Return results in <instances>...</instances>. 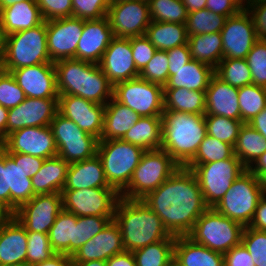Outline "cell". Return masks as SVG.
<instances>
[{
  "label": "cell",
  "instance_id": "obj_1",
  "mask_svg": "<svg viewBox=\"0 0 266 266\" xmlns=\"http://www.w3.org/2000/svg\"><path fill=\"white\" fill-rule=\"evenodd\" d=\"M142 201L162 220L171 235L187 236L197 219L208 209L194 173L177 169Z\"/></svg>",
  "mask_w": 266,
  "mask_h": 266
},
{
  "label": "cell",
  "instance_id": "obj_2",
  "mask_svg": "<svg viewBox=\"0 0 266 266\" xmlns=\"http://www.w3.org/2000/svg\"><path fill=\"white\" fill-rule=\"evenodd\" d=\"M126 251L133 252L166 238H176L142 200L120 197L114 214Z\"/></svg>",
  "mask_w": 266,
  "mask_h": 266
},
{
  "label": "cell",
  "instance_id": "obj_3",
  "mask_svg": "<svg viewBox=\"0 0 266 266\" xmlns=\"http://www.w3.org/2000/svg\"><path fill=\"white\" fill-rule=\"evenodd\" d=\"M54 65L58 95L78 96L101 105L113 97V85L99 64L71 58Z\"/></svg>",
  "mask_w": 266,
  "mask_h": 266
},
{
  "label": "cell",
  "instance_id": "obj_4",
  "mask_svg": "<svg viewBox=\"0 0 266 266\" xmlns=\"http://www.w3.org/2000/svg\"><path fill=\"white\" fill-rule=\"evenodd\" d=\"M161 118V149L184 167L195 156L207 134L205 115L164 111Z\"/></svg>",
  "mask_w": 266,
  "mask_h": 266
},
{
  "label": "cell",
  "instance_id": "obj_5",
  "mask_svg": "<svg viewBox=\"0 0 266 266\" xmlns=\"http://www.w3.org/2000/svg\"><path fill=\"white\" fill-rule=\"evenodd\" d=\"M42 63H51L47 48L46 21L34 28L5 36L1 69L11 72Z\"/></svg>",
  "mask_w": 266,
  "mask_h": 266
},
{
  "label": "cell",
  "instance_id": "obj_6",
  "mask_svg": "<svg viewBox=\"0 0 266 266\" xmlns=\"http://www.w3.org/2000/svg\"><path fill=\"white\" fill-rule=\"evenodd\" d=\"M181 166L164 150L145 151L128 186L120 193L126 199L142 200Z\"/></svg>",
  "mask_w": 266,
  "mask_h": 266
},
{
  "label": "cell",
  "instance_id": "obj_7",
  "mask_svg": "<svg viewBox=\"0 0 266 266\" xmlns=\"http://www.w3.org/2000/svg\"><path fill=\"white\" fill-rule=\"evenodd\" d=\"M144 152L141 147L122 139L99 141L97 155L108 184L121 193L128 186Z\"/></svg>",
  "mask_w": 266,
  "mask_h": 266
},
{
  "label": "cell",
  "instance_id": "obj_8",
  "mask_svg": "<svg viewBox=\"0 0 266 266\" xmlns=\"http://www.w3.org/2000/svg\"><path fill=\"white\" fill-rule=\"evenodd\" d=\"M244 226L220 213L208 208L196 221L187 235L194 242L225 254L241 243Z\"/></svg>",
  "mask_w": 266,
  "mask_h": 266
},
{
  "label": "cell",
  "instance_id": "obj_9",
  "mask_svg": "<svg viewBox=\"0 0 266 266\" xmlns=\"http://www.w3.org/2000/svg\"><path fill=\"white\" fill-rule=\"evenodd\" d=\"M197 178L204 202L208 208H214L227 190L246 168L233 155L229 159L213 161L205 164H186Z\"/></svg>",
  "mask_w": 266,
  "mask_h": 266
},
{
  "label": "cell",
  "instance_id": "obj_10",
  "mask_svg": "<svg viewBox=\"0 0 266 266\" xmlns=\"http://www.w3.org/2000/svg\"><path fill=\"white\" fill-rule=\"evenodd\" d=\"M264 195L258 178L246 169L227 190L214 209L244 227L251 223L257 204Z\"/></svg>",
  "mask_w": 266,
  "mask_h": 266
},
{
  "label": "cell",
  "instance_id": "obj_11",
  "mask_svg": "<svg viewBox=\"0 0 266 266\" xmlns=\"http://www.w3.org/2000/svg\"><path fill=\"white\" fill-rule=\"evenodd\" d=\"M50 127L57 147V155L73 163L97 154L99 139L81 130L72 120L57 113Z\"/></svg>",
  "mask_w": 266,
  "mask_h": 266
},
{
  "label": "cell",
  "instance_id": "obj_12",
  "mask_svg": "<svg viewBox=\"0 0 266 266\" xmlns=\"http://www.w3.org/2000/svg\"><path fill=\"white\" fill-rule=\"evenodd\" d=\"M113 98L140 117L161 116L164 112V88L140 77L113 86Z\"/></svg>",
  "mask_w": 266,
  "mask_h": 266
},
{
  "label": "cell",
  "instance_id": "obj_13",
  "mask_svg": "<svg viewBox=\"0 0 266 266\" xmlns=\"http://www.w3.org/2000/svg\"><path fill=\"white\" fill-rule=\"evenodd\" d=\"M63 209L76 216H114L120 193L113 187L62 190Z\"/></svg>",
  "mask_w": 266,
  "mask_h": 266
},
{
  "label": "cell",
  "instance_id": "obj_14",
  "mask_svg": "<svg viewBox=\"0 0 266 266\" xmlns=\"http://www.w3.org/2000/svg\"><path fill=\"white\" fill-rule=\"evenodd\" d=\"M107 18L115 37L145 35L151 23L148 0L110 2Z\"/></svg>",
  "mask_w": 266,
  "mask_h": 266
},
{
  "label": "cell",
  "instance_id": "obj_15",
  "mask_svg": "<svg viewBox=\"0 0 266 266\" xmlns=\"http://www.w3.org/2000/svg\"><path fill=\"white\" fill-rule=\"evenodd\" d=\"M63 210L61 193L37 194L12 215L26 231L48 234L57 215Z\"/></svg>",
  "mask_w": 266,
  "mask_h": 266
},
{
  "label": "cell",
  "instance_id": "obj_16",
  "mask_svg": "<svg viewBox=\"0 0 266 266\" xmlns=\"http://www.w3.org/2000/svg\"><path fill=\"white\" fill-rule=\"evenodd\" d=\"M6 153H23L39 158L57 156V147L50 126L24 127L7 135L0 143Z\"/></svg>",
  "mask_w": 266,
  "mask_h": 266
},
{
  "label": "cell",
  "instance_id": "obj_17",
  "mask_svg": "<svg viewBox=\"0 0 266 266\" xmlns=\"http://www.w3.org/2000/svg\"><path fill=\"white\" fill-rule=\"evenodd\" d=\"M84 20L75 17L46 21L47 48L51 62L75 59Z\"/></svg>",
  "mask_w": 266,
  "mask_h": 266
},
{
  "label": "cell",
  "instance_id": "obj_18",
  "mask_svg": "<svg viewBox=\"0 0 266 266\" xmlns=\"http://www.w3.org/2000/svg\"><path fill=\"white\" fill-rule=\"evenodd\" d=\"M223 44V58L246 59L258 40L250 14L239 11L226 19L220 31Z\"/></svg>",
  "mask_w": 266,
  "mask_h": 266
},
{
  "label": "cell",
  "instance_id": "obj_19",
  "mask_svg": "<svg viewBox=\"0 0 266 266\" xmlns=\"http://www.w3.org/2000/svg\"><path fill=\"white\" fill-rule=\"evenodd\" d=\"M58 113V98L26 97L16 107L9 109L7 135L24 127H45Z\"/></svg>",
  "mask_w": 266,
  "mask_h": 266
},
{
  "label": "cell",
  "instance_id": "obj_20",
  "mask_svg": "<svg viewBox=\"0 0 266 266\" xmlns=\"http://www.w3.org/2000/svg\"><path fill=\"white\" fill-rule=\"evenodd\" d=\"M105 105L97 104L82 97L59 95L58 113L72 120L81 130L100 140Z\"/></svg>",
  "mask_w": 266,
  "mask_h": 266
},
{
  "label": "cell",
  "instance_id": "obj_21",
  "mask_svg": "<svg viewBox=\"0 0 266 266\" xmlns=\"http://www.w3.org/2000/svg\"><path fill=\"white\" fill-rule=\"evenodd\" d=\"M99 66L113 86L122 81L138 78L140 75L133 59L130 38L114 37Z\"/></svg>",
  "mask_w": 266,
  "mask_h": 266
},
{
  "label": "cell",
  "instance_id": "obj_22",
  "mask_svg": "<svg viewBox=\"0 0 266 266\" xmlns=\"http://www.w3.org/2000/svg\"><path fill=\"white\" fill-rule=\"evenodd\" d=\"M26 97L58 98L56 68L53 62L11 71Z\"/></svg>",
  "mask_w": 266,
  "mask_h": 266
},
{
  "label": "cell",
  "instance_id": "obj_23",
  "mask_svg": "<svg viewBox=\"0 0 266 266\" xmlns=\"http://www.w3.org/2000/svg\"><path fill=\"white\" fill-rule=\"evenodd\" d=\"M114 37L107 16L100 19L84 20L75 59L99 64Z\"/></svg>",
  "mask_w": 266,
  "mask_h": 266
},
{
  "label": "cell",
  "instance_id": "obj_24",
  "mask_svg": "<svg viewBox=\"0 0 266 266\" xmlns=\"http://www.w3.org/2000/svg\"><path fill=\"white\" fill-rule=\"evenodd\" d=\"M118 224L111 220L105 228L83 244L72 256V262L107 261L112 256L125 252Z\"/></svg>",
  "mask_w": 266,
  "mask_h": 266
},
{
  "label": "cell",
  "instance_id": "obj_25",
  "mask_svg": "<svg viewBox=\"0 0 266 266\" xmlns=\"http://www.w3.org/2000/svg\"><path fill=\"white\" fill-rule=\"evenodd\" d=\"M27 231L11 215L0 226V266H26Z\"/></svg>",
  "mask_w": 266,
  "mask_h": 266
},
{
  "label": "cell",
  "instance_id": "obj_26",
  "mask_svg": "<svg viewBox=\"0 0 266 266\" xmlns=\"http://www.w3.org/2000/svg\"><path fill=\"white\" fill-rule=\"evenodd\" d=\"M238 91L239 88L229 85L214 74L205 91V115L241 120Z\"/></svg>",
  "mask_w": 266,
  "mask_h": 266
},
{
  "label": "cell",
  "instance_id": "obj_27",
  "mask_svg": "<svg viewBox=\"0 0 266 266\" xmlns=\"http://www.w3.org/2000/svg\"><path fill=\"white\" fill-rule=\"evenodd\" d=\"M111 187L99 156L69 164L63 190H78L84 188Z\"/></svg>",
  "mask_w": 266,
  "mask_h": 266
},
{
  "label": "cell",
  "instance_id": "obj_28",
  "mask_svg": "<svg viewBox=\"0 0 266 266\" xmlns=\"http://www.w3.org/2000/svg\"><path fill=\"white\" fill-rule=\"evenodd\" d=\"M43 22L36 0H25L0 10V25L5 36L34 28Z\"/></svg>",
  "mask_w": 266,
  "mask_h": 266
},
{
  "label": "cell",
  "instance_id": "obj_29",
  "mask_svg": "<svg viewBox=\"0 0 266 266\" xmlns=\"http://www.w3.org/2000/svg\"><path fill=\"white\" fill-rule=\"evenodd\" d=\"M213 75L214 69L211 66L192 59L180 68H169L168 81L163 88L206 91Z\"/></svg>",
  "mask_w": 266,
  "mask_h": 266
},
{
  "label": "cell",
  "instance_id": "obj_30",
  "mask_svg": "<svg viewBox=\"0 0 266 266\" xmlns=\"http://www.w3.org/2000/svg\"><path fill=\"white\" fill-rule=\"evenodd\" d=\"M8 190L10 212L13 214L22 204L34 196L32 181L23 168V153H7Z\"/></svg>",
  "mask_w": 266,
  "mask_h": 266
},
{
  "label": "cell",
  "instance_id": "obj_31",
  "mask_svg": "<svg viewBox=\"0 0 266 266\" xmlns=\"http://www.w3.org/2000/svg\"><path fill=\"white\" fill-rule=\"evenodd\" d=\"M174 258L180 266H224V254L198 244L188 236H176Z\"/></svg>",
  "mask_w": 266,
  "mask_h": 266
},
{
  "label": "cell",
  "instance_id": "obj_32",
  "mask_svg": "<svg viewBox=\"0 0 266 266\" xmlns=\"http://www.w3.org/2000/svg\"><path fill=\"white\" fill-rule=\"evenodd\" d=\"M68 167L69 163L58 155L45 159L39 171L31 177L34 194L61 193Z\"/></svg>",
  "mask_w": 266,
  "mask_h": 266
},
{
  "label": "cell",
  "instance_id": "obj_33",
  "mask_svg": "<svg viewBox=\"0 0 266 266\" xmlns=\"http://www.w3.org/2000/svg\"><path fill=\"white\" fill-rule=\"evenodd\" d=\"M140 116L113 97L105 104L103 130L99 141L122 139Z\"/></svg>",
  "mask_w": 266,
  "mask_h": 266
},
{
  "label": "cell",
  "instance_id": "obj_34",
  "mask_svg": "<svg viewBox=\"0 0 266 266\" xmlns=\"http://www.w3.org/2000/svg\"><path fill=\"white\" fill-rule=\"evenodd\" d=\"M123 141L141 147L145 151L161 149V116L140 117L122 138Z\"/></svg>",
  "mask_w": 266,
  "mask_h": 266
},
{
  "label": "cell",
  "instance_id": "obj_35",
  "mask_svg": "<svg viewBox=\"0 0 266 266\" xmlns=\"http://www.w3.org/2000/svg\"><path fill=\"white\" fill-rule=\"evenodd\" d=\"M145 36L157 50L167 51L188 42L186 23L151 21Z\"/></svg>",
  "mask_w": 266,
  "mask_h": 266
},
{
  "label": "cell",
  "instance_id": "obj_36",
  "mask_svg": "<svg viewBox=\"0 0 266 266\" xmlns=\"http://www.w3.org/2000/svg\"><path fill=\"white\" fill-rule=\"evenodd\" d=\"M188 47L193 60L215 69L223 59V44L220 32L188 36Z\"/></svg>",
  "mask_w": 266,
  "mask_h": 266
},
{
  "label": "cell",
  "instance_id": "obj_37",
  "mask_svg": "<svg viewBox=\"0 0 266 266\" xmlns=\"http://www.w3.org/2000/svg\"><path fill=\"white\" fill-rule=\"evenodd\" d=\"M164 111L205 115V91L164 88Z\"/></svg>",
  "mask_w": 266,
  "mask_h": 266
},
{
  "label": "cell",
  "instance_id": "obj_38",
  "mask_svg": "<svg viewBox=\"0 0 266 266\" xmlns=\"http://www.w3.org/2000/svg\"><path fill=\"white\" fill-rule=\"evenodd\" d=\"M77 216L62 210L56 217L48 232L51 248L55 253L68 256L74 254V233Z\"/></svg>",
  "mask_w": 266,
  "mask_h": 266
},
{
  "label": "cell",
  "instance_id": "obj_39",
  "mask_svg": "<svg viewBox=\"0 0 266 266\" xmlns=\"http://www.w3.org/2000/svg\"><path fill=\"white\" fill-rule=\"evenodd\" d=\"M265 152L266 139L250 124L244 123L234 145V155L247 169Z\"/></svg>",
  "mask_w": 266,
  "mask_h": 266
},
{
  "label": "cell",
  "instance_id": "obj_40",
  "mask_svg": "<svg viewBox=\"0 0 266 266\" xmlns=\"http://www.w3.org/2000/svg\"><path fill=\"white\" fill-rule=\"evenodd\" d=\"M176 238H166L133 251L136 266H163L174 257Z\"/></svg>",
  "mask_w": 266,
  "mask_h": 266
},
{
  "label": "cell",
  "instance_id": "obj_41",
  "mask_svg": "<svg viewBox=\"0 0 266 266\" xmlns=\"http://www.w3.org/2000/svg\"><path fill=\"white\" fill-rule=\"evenodd\" d=\"M214 74L237 88L252 84L251 71L246 59L223 58L214 69Z\"/></svg>",
  "mask_w": 266,
  "mask_h": 266
},
{
  "label": "cell",
  "instance_id": "obj_42",
  "mask_svg": "<svg viewBox=\"0 0 266 266\" xmlns=\"http://www.w3.org/2000/svg\"><path fill=\"white\" fill-rule=\"evenodd\" d=\"M238 98L241 121L248 123L266 107V88L254 84L240 87Z\"/></svg>",
  "mask_w": 266,
  "mask_h": 266
},
{
  "label": "cell",
  "instance_id": "obj_43",
  "mask_svg": "<svg viewBox=\"0 0 266 266\" xmlns=\"http://www.w3.org/2000/svg\"><path fill=\"white\" fill-rule=\"evenodd\" d=\"M226 19L227 16L211 12L206 8L189 12L186 21L187 35L220 32L225 25Z\"/></svg>",
  "mask_w": 266,
  "mask_h": 266
},
{
  "label": "cell",
  "instance_id": "obj_44",
  "mask_svg": "<svg viewBox=\"0 0 266 266\" xmlns=\"http://www.w3.org/2000/svg\"><path fill=\"white\" fill-rule=\"evenodd\" d=\"M234 155V147L206 134L195 156L187 164H205L229 159Z\"/></svg>",
  "mask_w": 266,
  "mask_h": 266
},
{
  "label": "cell",
  "instance_id": "obj_45",
  "mask_svg": "<svg viewBox=\"0 0 266 266\" xmlns=\"http://www.w3.org/2000/svg\"><path fill=\"white\" fill-rule=\"evenodd\" d=\"M151 21L186 23L188 12L181 0H148Z\"/></svg>",
  "mask_w": 266,
  "mask_h": 266
},
{
  "label": "cell",
  "instance_id": "obj_46",
  "mask_svg": "<svg viewBox=\"0 0 266 266\" xmlns=\"http://www.w3.org/2000/svg\"><path fill=\"white\" fill-rule=\"evenodd\" d=\"M207 134L226 142L234 147L240 128L244 124L241 120H234L218 115H205Z\"/></svg>",
  "mask_w": 266,
  "mask_h": 266
},
{
  "label": "cell",
  "instance_id": "obj_47",
  "mask_svg": "<svg viewBox=\"0 0 266 266\" xmlns=\"http://www.w3.org/2000/svg\"><path fill=\"white\" fill-rule=\"evenodd\" d=\"M114 216H77L74 233V253L101 232Z\"/></svg>",
  "mask_w": 266,
  "mask_h": 266
},
{
  "label": "cell",
  "instance_id": "obj_48",
  "mask_svg": "<svg viewBox=\"0 0 266 266\" xmlns=\"http://www.w3.org/2000/svg\"><path fill=\"white\" fill-rule=\"evenodd\" d=\"M54 254L48 234L27 231L26 266L43 262Z\"/></svg>",
  "mask_w": 266,
  "mask_h": 266
},
{
  "label": "cell",
  "instance_id": "obj_49",
  "mask_svg": "<svg viewBox=\"0 0 266 266\" xmlns=\"http://www.w3.org/2000/svg\"><path fill=\"white\" fill-rule=\"evenodd\" d=\"M246 61L251 71L252 84L266 88V40L258 39L250 52Z\"/></svg>",
  "mask_w": 266,
  "mask_h": 266
},
{
  "label": "cell",
  "instance_id": "obj_50",
  "mask_svg": "<svg viewBox=\"0 0 266 266\" xmlns=\"http://www.w3.org/2000/svg\"><path fill=\"white\" fill-rule=\"evenodd\" d=\"M241 243L250 253L255 266H266V231L245 226Z\"/></svg>",
  "mask_w": 266,
  "mask_h": 266
},
{
  "label": "cell",
  "instance_id": "obj_51",
  "mask_svg": "<svg viewBox=\"0 0 266 266\" xmlns=\"http://www.w3.org/2000/svg\"><path fill=\"white\" fill-rule=\"evenodd\" d=\"M169 61L167 52L157 50L152 59L147 63L146 67L140 72L139 77L151 82L162 85L163 87L168 81Z\"/></svg>",
  "mask_w": 266,
  "mask_h": 266
},
{
  "label": "cell",
  "instance_id": "obj_52",
  "mask_svg": "<svg viewBox=\"0 0 266 266\" xmlns=\"http://www.w3.org/2000/svg\"><path fill=\"white\" fill-rule=\"evenodd\" d=\"M25 98L24 91L11 72L0 68V105L9 110L19 105Z\"/></svg>",
  "mask_w": 266,
  "mask_h": 266
},
{
  "label": "cell",
  "instance_id": "obj_53",
  "mask_svg": "<svg viewBox=\"0 0 266 266\" xmlns=\"http://www.w3.org/2000/svg\"><path fill=\"white\" fill-rule=\"evenodd\" d=\"M109 0H72V17L83 20L107 16Z\"/></svg>",
  "mask_w": 266,
  "mask_h": 266
},
{
  "label": "cell",
  "instance_id": "obj_54",
  "mask_svg": "<svg viewBox=\"0 0 266 266\" xmlns=\"http://www.w3.org/2000/svg\"><path fill=\"white\" fill-rule=\"evenodd\" d=\"M130 43L136 68L141 72L157 49L145 35L130 37Z\"/></svg>",
  "mask_w": 266,
  "mask_h": 266
},
{
  "label": "cell",
  "instance_id": "obj_55",
  "mask_svg": "<svg viewBox=\"0 0 266 266\" xmlns=\"http://www.w3.org/2000/svg\"><path fill=\"white\" fill-rule=\"evenodd\" d=\"M44 21L72 17V0H36Z\"/></svg>",
  "mask_w": 266,
  "mask_h": 266
},
{
  "label": "cell",
  "instance_id": "obj_56",
  "mask_svg": "<svg viewBox=\"0 0 266 266\" xmlns=\"http://www.w3.org/2000/svg\"><path fill=\"white\" fill-rule=\"evenodd\" d=\"M246 10L251 16L257 38L266 40V0H250Z\"/></svg>",
  "mask_w": 266,
  "mask_h": 266
},
{
  "label": "cell",
  "instance_id": "obj_57",
  "mask_svg": "<svg viewBox=\"0 0 266 266\" xmlns=\"http://www.w3.org/2000/svg\"><path fill=\"white\" fill-rule=\"evenodd\" d=\"M224 266H255L250 253L240 243L224 254Z\"/></svg>",
  "mask_w": 266,
  "mask_h": 266
},
{
  "label": "cell",
  "instance_id": "obj_58",
  "mask_svg": "<svg viewBox=\"0 0 266 266\" xmlns=\"http://www.w3.org/2000/svg\"><path fill=\"white\" fill-rule=\"evenodd\" d=\"M0 203L10 211V190H8L7 153L0 146Z\"/></svg>",
  "mask_w": 266,
  "mask_h": 266
},
{
  "label": "cell",
  "instance_id": "obj_59",
  "mask_svg": "<svg viewBox=\"0 0 266 266\" xmlns=\"http://www.w3.org/2000/svg\"><path fill=\"white\" fill-rule=\"evenodd\" d=\"M169 68H180L192 60L188 44L167 50Z\"/></svg>",
  "mask_w": 266,
  "mask_h": 266
},
{
  "label": "cell",
  "instance_id": "obj_60",
  "mask_svg": "<svg viewBox=\"0 0 266 266\" xmlns=\"http://www.w3.org/2000/svg\"><path fill=\"white\" fill-rule=\"evenodd\" d=\"M206 9L227 17L240 11L230 0H207Z\"/></svg>",
  "mask_w": 266,
  "mask_h": 266
},
{
  "label": "cell",
  "instance_id": "obj_61",
  "mask_svg": "<svg viewBox=\"0 0 266 266\" xmlns=\"http://www.w3.org/2000/svg\"><path fill=\"white\" fill-rule=\"evenodd\" d=\"M249 227L260 231H266V194L259 200Z\"/></svg>",
  "mask_w": 266,
  "mask_h": 266
},
{
  "label": "cell",
  "instance_id": "obj_62",
  "mask_svg": "<svg viewBox=\"0 0 266 266\" xmlns=\"http://www.w3.org/2000/svg\"><path fill=\"white\" fill-rule=\"evenodd\" d=\"M44 160V158L23 154V168L27 173V177L34 176L41 168Z\"/></svg>",
  "mask_w": 266,
  "mask_h": 266
},
{
  "label": "cell",
  "instance_id": "obj_63",
  "mask_svg": "<svg viewBox=\"0 0 266 266\" xmlns=\"http://www.w3.org/2000/svg\"><path fill=\"white\" fill-rule=\"evenodd\" d=\"M107 266H136L133 253L125 251L116 254L106 261Z\"/></svg>",
  "mask_w": 266,
  "mask_h": 266
},
{
  "label": "cell",
  "instance_id": "obj_64",
  "mask_svg": "<svg viewBox=\"0 0 266 266\" xmlns=\"http://www.w3.org/2000/svg\"><path fill=\"white\" fill-rule=\"evenodd\" d=\"M31 266H72L71 256L55 253L49 259Z\"/></svg>",
  "mask_w": 266,
  "mask_h": 266
},
{
  "label": "cell",
  "instance_id": "obj_65",
  "mask_svg": "<svg viewBox=\"0 0 266 266\" xmlns=\"http://www.w3.org/2000/svg\"><path fill=\"white\" fill-rule=\"evenodd\" d=\"M255 130H257L266 139V107L248 122Z\"/></svg>",
  "mask_w": 266,
  "mask_h": 266
},
{
  "label": "cell",
  "instance_id": "obj_66",
  "mask_svg": "<svg viewBox=\"0 0 266 266\" xmlns=\"http://www.w3.org/2000/svg\"><path fill=\"white\" fill-rule=\"evenodd\" d=\"M256 177L266 171V152L255 160L248 168Z\"/></svg>",
  "mask_w": 266,
  "mask_h": 266
},
{
  "label": "cell",
  "instance_id": "obj_67",
  "mask_svg": "<svg viewBox=\"0 0 266 266\" xmlns=\"http://www.w3.org/2000/svg\"><path fill=\"white\" fill-rule=\"evenodd\" d=\"M8 112V109L0 105V143L7 137Z\"/></svg>",
  "mask_w": 266,
  "mask_h": 266
},
{
  "label": "cell",
  "instance_id": "obj_68",
  "mask_svg": "<svg viewBox=\"0 0 266 266\" xmlns=\"http://www.w3.org/2000/svg\"><path fill=\"white\" fill-rule=\"evenodd\" d=\"M187 12H194L206 8L207 0H181Z\"/></svg>",
  "mask_w": 266,
  "mask_h": 266
},
{
  "label": "cell",
  "instance_id": "obj_69",
  "mask_svg": "<svg viewBox=\"0 0 266 266\" xmlns=\"http://www.w3.org/2000/svg\"><path fill=\"white\" fill-rule=\"evenodd\" d=\"M72 266H107L106 261L93 260L85 262H72Z\"/></svg>",
  "mask_w": 266,
  "mask_h": 266
},
{
  "label": "cell",
  "instance_id": "obj_70",
  "mask_svg": "<svg viewBox=\"0 0 266 266\" xmlns=\"http://www.w3.org/2000/svg\"><path fill=\"white\" fill-rule=\"evenodd\" d=\"M12 215V213L0 203V226Z\"/></svg>",
  "mask_w": 266,
  "mask_h": 266
},
{
  "label": "cell",
  "instance_id": "obj_71",
  "mask_svg": "<svg viewBox=\"0 0 266 266\" xmlns=\"http://www.w3.org/2000/svg\"><path fill=\"white\" fill-rule=\"evenodd\" d=\"M240 11L246 10L250 0H230Z\"/></svg>",
  "mask_w": 266,
  "mask_h": 266
},
{
  "label": "cell",
  "instance_id": "obj_72",
  "mask_svg": "<svg viewBox=\"0 0 266 266\" xmlns=\"http://www.w3.org/2000/svg\"><path fill=\"white\" fill-rule=\"evenodd\" d=\"M25 0H0V10L7 8L9 6L14 5L15 3H19Z\"/></svg>",
  "mask_w": 266,
  "mask_h": 266
},
{
  "label": "cell",
  "instance_id": "obj_73",
  "mask_svg": "<svg viewBox=\"0 0 266 266\" xmlns=\"http://www.w3.org/2000/svg\"><path fill=\"white\" fill-rule=\"evenodd\" d=\"M257 178H258L259 185L261 189L263 190V193L266 194V171L262 172Z\"/></svg>",
  "mask_w": 266,
  "mask_h": 266
},
{
  "label": "cell",
  "instance_id": "obj_74",
  "mask_svg": "<svg viewBox=\"0 0 266 266\" xmlns=\"http://www.w3.org/2000/svg\"><path fill=\"white\" fill-rule=\"evenodd\" d=\"M4 43H5V35L3 33V29L0 25V61L2 59L3 52H4Z\"/></svg>",
  "mask_w": 266,
  "mask_h": 266
},
{
  "label": "cell",
  "instance_id": "obj_75",
  "mask_svg": "<svg viewBox=\"0 0 266 266\" xmlns=\"http://www.w3.org/2000/svg\"><path fill=\"white\" fill-rule=\"evenodd\" d=\"M163 266H180V264L178 263V261L173 257L172 259H170L165 265Z\"/></svg>",
  "mask_w": 266,
  "mask_h": 266
},
{
  "label": "cell",
  "instance_id": "obj_76",
  "mask_svg": "<svg viewBox=\"0 0 266 266\" xmlns=\"http://www.w3.org/2000/svg\"><path fill=\"white\" fill-rule=\"evenodd\" d=\"M110 2H117V1H132V0H109Z\"/></svg>",
  "mask_w": 266,
  "mask_h": 266
}]
</instances>
